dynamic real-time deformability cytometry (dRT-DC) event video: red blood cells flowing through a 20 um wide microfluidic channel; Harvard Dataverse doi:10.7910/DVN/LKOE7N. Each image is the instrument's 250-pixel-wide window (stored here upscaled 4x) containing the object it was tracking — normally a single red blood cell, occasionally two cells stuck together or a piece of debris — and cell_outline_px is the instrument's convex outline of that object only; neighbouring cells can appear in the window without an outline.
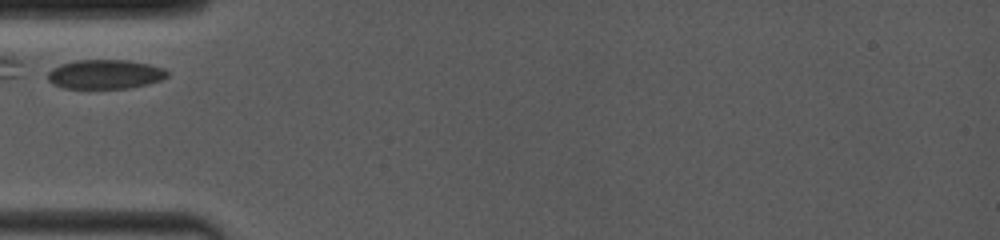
{"species": "common noctule bat (a hibernating species)", "species_latin": "Nyctalus noctula", "temperature_condition": "room temperature", "stored_images_in_passage": 19, "camera_frame_rate_fps": 4000, "um_per_image_px": 0.085, "animal": {"sex": "female", "body_mass_g": 19.0, "forearm_length_mm": 53.3}, "frame": {"image": 1, "passage_image": 1, "time_ms": 0.0, "image_size_px": [1000, 240], "cell_outline_px": [[168, 76], [160, 80], [148, 84], [128, 88], [64, 88], [52, 84], [48, 80], [48, 72], [52, 68], [60, 64], [76, 60], [128, 60], [148, 64], [164, 68], [168, 72]], "centroid_in_image_um": [8.92, 6.31], "position_along_channel_um": 76.1, "area_um2": 20.4}}